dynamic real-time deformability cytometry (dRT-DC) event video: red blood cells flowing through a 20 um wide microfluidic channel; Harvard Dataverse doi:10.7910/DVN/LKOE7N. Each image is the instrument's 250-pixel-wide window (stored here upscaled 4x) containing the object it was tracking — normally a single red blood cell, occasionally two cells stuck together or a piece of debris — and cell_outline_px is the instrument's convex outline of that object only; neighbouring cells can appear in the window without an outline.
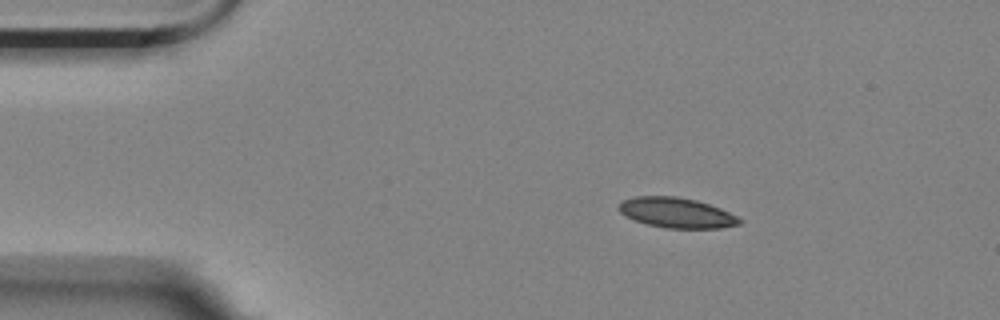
{"species": "Egyptian fruit bat (a non-hibernating species)", "species_latin": "Rousettus aegyptiacus", "temperature_condition": "room temperature", "stored_images_in_passage": 3, "camera_frame_rate_fps": 3000, "um_per_image_px": 0.085, "animal": {"sex": "female"}, "frame": {"image": 1, "passage_image": 1, "time_ms": 0.0, "image_size_px": [1000, 320], "cell_outline_px": [[744, 220], [740, 224], [720, 228], [664, 228], [648, 224], [624, 216], [616, 208], [624, 200], [636, 196], [676, 196], [696, 200], [720, 208]], "centroid_in_image_um": [57.5, 18.08], "position_along_channel_um": 27.5, "area_um2": 21.15}}
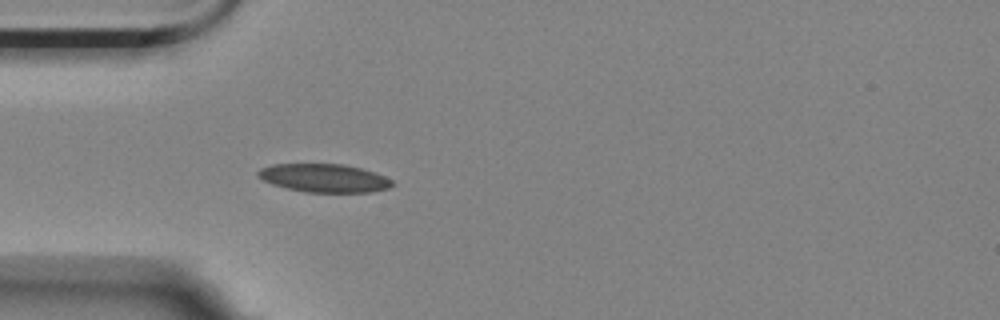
{"frame": {"image": 2, "passage_image": 3, "time_ms": 0.667, "image_size_px": [1000, 320], "cell_outline_px": [[396, 184], [388, 188], [368, 192], [304, 192], [272, 184], [256, 176], [256, 172], [260, 168], [272, 164], [344, 164], [360, 168], [384, 176], [392, 180]], "centroid_in_image_um": [27.52, 15.13], "position_along_channel_um": 57.5, "area_um2": 22.08}}